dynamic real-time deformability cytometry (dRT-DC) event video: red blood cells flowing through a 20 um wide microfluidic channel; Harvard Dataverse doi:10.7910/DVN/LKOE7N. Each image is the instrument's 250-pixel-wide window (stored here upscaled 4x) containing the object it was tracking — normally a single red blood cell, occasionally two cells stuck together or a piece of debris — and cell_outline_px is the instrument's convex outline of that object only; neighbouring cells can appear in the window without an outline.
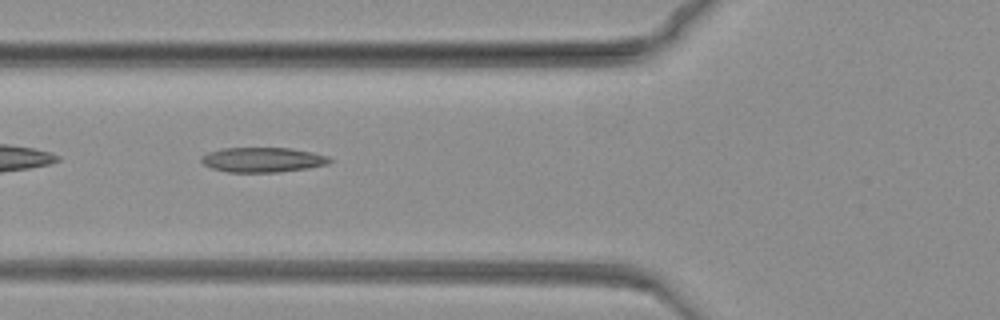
{"species": "common noctule bat (a hibernating species)", "species_latin": "Nyctalus noctula", "temperature_condition": "warm", "stored_images_in_passage": 48, "camera_frame_rate_fps": 3000, "um_per_image_px": 0.085, "animal": {"sex": "female", "body_mass_g": 19.3, "forearm_length_mm": 54.1}, "frame": {"image": 1, "passage_image": 7, "time_ms": 2.0, "image_size_px": [1000, 320], "cell_outline_px": [[336, 160], [328, 164], [308, 168], [280, 172], [228, 172], [212, 168], [204, 164], [200, 160], [208, 152], [224, 148], [292, 148], [312, 152], [328, 156]], "centroid_in_image_um": [22.4, 13.58], "position_along_channel_um": 103.4, "area_um2": 18.61}}
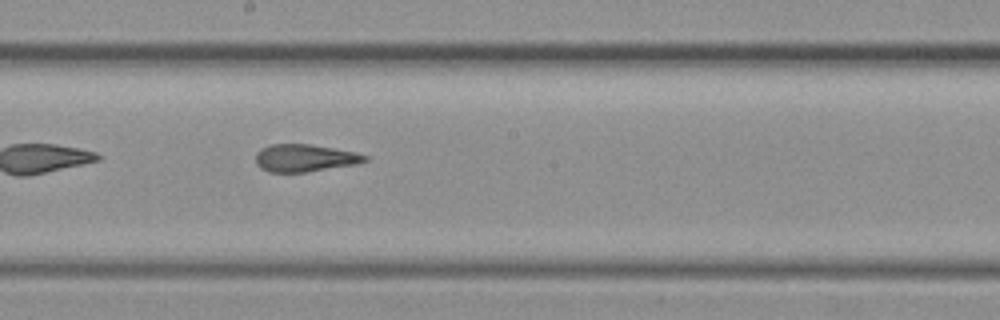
{"frame": {"image": 2, "passage_image": 21, "time_ms": 6.667, "image_size_px": [1000, 320], "cell_outline_px": [[368, 160], [356, 164], [304, 172], [268, 172], [260, 168], [256, 164], [256, 152], [260, 148], [268, 144], [308, 144], [356, 152], [368, 156]], "centroid_in_image_um": [25.86, 13.42], "position_along_channel_um": 222.3, "area_um2": 17.46}}
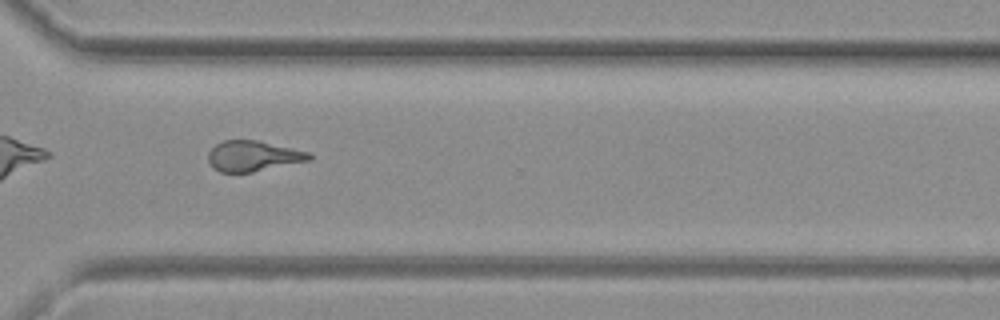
{"frame": {"image": 3, "passage_image": 36, "time_ms": 11.667, "image_size_px": [1000, 320], "cell_outline_px": [[312, 156], [308, 160], [252, 172], [220, 172], [212, 168], [208, 160], [208, 152], [216, 144], [224, 140], [256, 140], [292, 148], [308, 152]], "centroid_in_image_um": [21.45, 13.26], "position_along_channel_um": 349.1, "area_um2": 17.69}}